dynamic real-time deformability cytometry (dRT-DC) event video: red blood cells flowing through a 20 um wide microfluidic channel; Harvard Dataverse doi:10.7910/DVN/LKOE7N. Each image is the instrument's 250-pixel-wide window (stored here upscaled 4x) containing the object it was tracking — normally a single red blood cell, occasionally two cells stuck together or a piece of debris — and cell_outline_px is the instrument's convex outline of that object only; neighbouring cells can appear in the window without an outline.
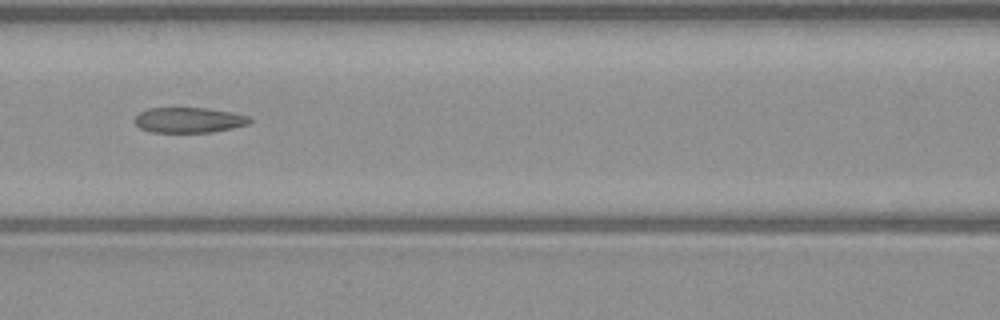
{"species": "common noctule bat (a hibernating species)", "species_latin": "Nyctalus noctula", "temperature_condition": "warm", "stored_images_in_passage": 4, "camera_frame_rate_fps": 3000, "um_per_image_px": 0.085, "animal": {"sex": "male", "body_mass_g": 23.1, "forearm_length_mm": 52.7}, "frame": {"image": 1, "passage_image": 3, "time_ms": 3.333, "image_size_px": [1000, 320], "cell_outline_px": [[252, 120], [248, 124], [232, 128], [212, 132], [152, 132], [140, 128], [136, 124], [136, 116], [140, 112], [148, 108], [204, 108], [232, 112], [248, 116]], "centroid_in_image_um": [16.07, 10.2], "position_along_channel_um": 150.5, "area_um2": 16.82}}
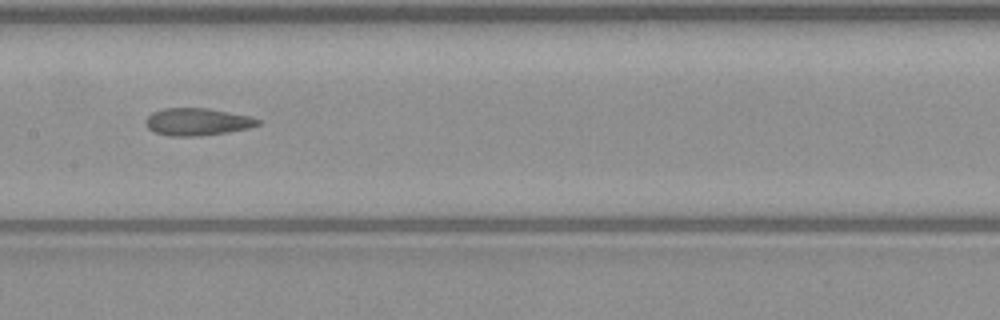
{"frame": {"image": 2, "passage_image": 4, "time_ms": 4.333, "image_size_px": [1000, 320], "cell_outline_px": [[260, 124], [248, 128], [228, 132], [196, 136], [172, 136], [156, 132], [148, 128], [144, 124], [144, 120], [152, 112], [164, 108], [208, 108], [252, 116], [260, 120]], "centroid_in_image_um": [16.77, 10.34], "position_along_channel_um": 190.6, "area_um2": 17.92}}